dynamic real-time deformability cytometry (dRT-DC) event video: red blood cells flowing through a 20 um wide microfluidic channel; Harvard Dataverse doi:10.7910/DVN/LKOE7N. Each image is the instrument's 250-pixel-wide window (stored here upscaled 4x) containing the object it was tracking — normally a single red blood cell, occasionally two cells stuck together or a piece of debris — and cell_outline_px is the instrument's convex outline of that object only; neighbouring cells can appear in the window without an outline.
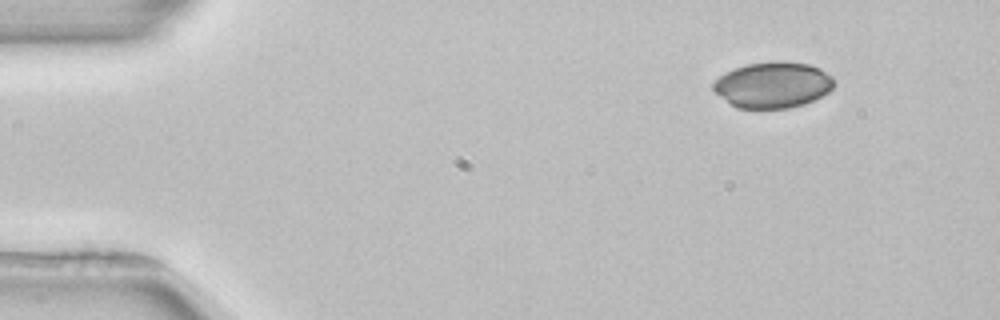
{"species": "common noctule bat (a hibernating species)", "species_latin": "Nyctalus noctula", "temperature_condition": "room temperature", "stored_images_in_passage": 3, "camera_frame_rate_fps": 3000, "um_per_image_px": 0.085, "animal": {"sex": "female", "body_mass_g": 22.7, "forearm_length_mm": 54.2}, "frame": {"image": 1, "passage_image": 1, "time_ms": 0.0, "image_size_px": [1000, 320], "cell_outline_px": [[832, 88], [828, 92], [804, 104], [788, 108], [736, 108], [716, 92], [712, 88], [712, 84], [720, 76], [736, 68], [748, 64], [772, 60], [784, 60], [808, 64], [820, 68], [832, 76]], "centroid_in_image_um": [65.7, 7.2], "position_along_channel_um": 19.3, "area_um2": 32.14}}